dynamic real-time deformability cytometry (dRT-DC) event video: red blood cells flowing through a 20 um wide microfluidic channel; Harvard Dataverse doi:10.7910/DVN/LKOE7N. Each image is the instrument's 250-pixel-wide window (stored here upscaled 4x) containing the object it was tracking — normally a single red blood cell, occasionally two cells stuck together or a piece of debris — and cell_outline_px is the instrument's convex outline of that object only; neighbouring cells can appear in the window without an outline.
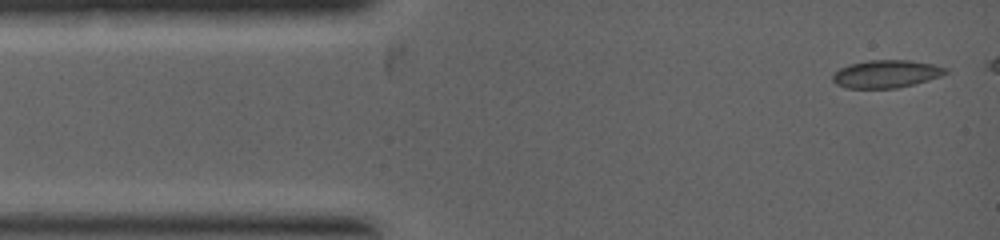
{"species": "common noctule bat (a hibernating species)", "species_latin": "Nyctalus noctula", "temperature_condition": "warm", "stored_images_in_passage": 7, "segment_of_instrument_passage": [1, 2], "camera_frame_rate_fps": 5000, "um_per_image_px": 0.085, "animal": {"sex": "female", "body_mass_g": 19.0, "forearm_length_mm": 53.3}, "frame": {"image": 1, "passage_image": 1, "time_ms": 0.0, "image_size_px": [1000, 240], "cell_outline_px": [[948, 72], [940, 76], [928, 80], [896, 88], [844, 88], [836, 84], [832, 80], [832, 76], [840, 68], [848, 64], [868, 60], [908, 60], [932, 64], [948, 68]], "centroid_in_image_um": [75.3, 6.28], "position_along_channel_um": 9.7, "area_um2": 18.21}}
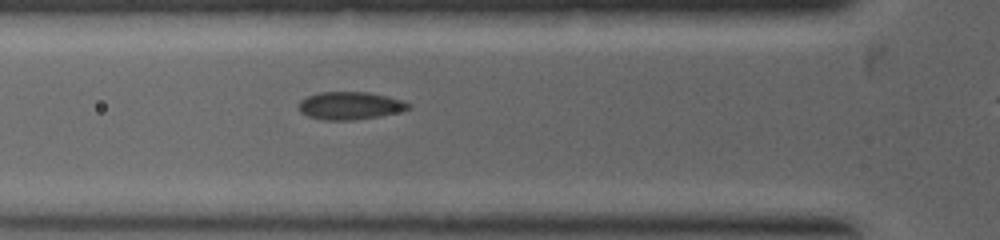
{"frame": {"image": 2, "passage_image": 6, "time_ms": 2.2, "image_size_px": [1000, 240], "cell_outline_px": [[412, 108], [400, 112], [380, 116], [356, 120], [324, 120], [308, 116], [300, 112], [296, 108], [300, 100], [308, 96], [320, 92], [368, 92], [388, 96], [412, 104]], "centroid_in_image_um": [29.75, 8.99], "position_along_channel_um": 96.0, "area_um2": 17.98}}